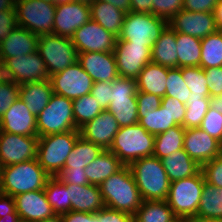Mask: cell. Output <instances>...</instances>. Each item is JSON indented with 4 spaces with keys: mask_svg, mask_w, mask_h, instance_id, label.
Instances as JSON below:
<instances>
[{
    "mask_svg": "<svg viewBox=\"0 0 222 222\" xmlns=\"http://www.w3.org/2000/svg\"><path fill=\"white\" fill-rule=\"evenodd\" d=\"M105 207L134 215L143 199L129 165H124L100 185Z\"/></svg>",
    "mask_w": 222,
    "mask_h": 222,
    "instance_id": "6da1fadb",
    "label": "cell"
},
{
    "mask_svg": "<svg viewBox=\"0 0 222 222\" xmlns=\"http://www.w3.org/2000/svg\"><path fill=\"white\" fill-rule=\"evenodd\" d=\"M143 201H166L171 181L161 159L150 156L129 165Z\"/></svg>",
    "mask_w": 222,
    "mask_h": 222,
    "instance_id": "7a4b0ae2",
    "label": "cell"
},
{
    "mask_svg": "<svg viewBox=\"0 0 222 222\" xmlns=\"http://www.w3.org/2000/svg\"><path fill=\"white\" fill-rule=\"evenodd\" d=\"M48 173L39 165L37 158L1 168L0 192L16 196L45 188Z\"/></svg>",
    "mask_w": 222,
    "mask_h": 222,
    "instance_id": "3957f363",
    "label": "cell"
},
{
    "mask_svg": "<svg viewBox=\"0 0 222 222\" xmlns=\"http://www.w3.org/2000/svg\"><path fill=\"white\" fill-rule=\"evenodd\" d=\"M155 135L147 132L139 123L120 127L109 151L124 164L153 156Z\"/></svg>",
    "mask_w": 222,
    "mask_h": 222,
    "instance_id": "277c9868",
    "label": "cell"
},
{
    "mask_svg": "<svg viewBox=\"0 0 222 222\" xmlns=\"http://www.w3.org/2000/svg\"><path fill=\"white\" fill-rule=\"evenodd\" d=\"M79 137V130L38 137L37 160L50 177H55L64 168Z\"/></svg>",
    "mask_w": 222,
    "mask_h": 222,
    "instance_id": "5b68a950",
    "label": "cell"
},
{
    "mask_svg": "<svg viewBox=\"0 0 222 222\" xmlns=\"http://www.w3.org/2000/svg\"><path fill=\"white\" fill-rule=\"evenodd\" d=\"M204 182L201 170L194 176L171 182L166 201L177 218L187 220L196 216Z\"/></svg>",
    "mask_w": 222,
    "mask_h": 222,
    "instance_id": "8992f818",
    "label": "cell"
},
{
    "mask_svg": "<svg viewBox=\"0 0 222 222\" xmlns=\"http://www.w3.org/2000/svg\"><path fill=\"white\" fill-rule=\"evenodd\" d=\"M167 26L168 21L157 15L130 11L126 13L117 40H125L130 44L145 45L152 49L154 42Z\"/></svg>",
    "mask_w": 222,
    "mask_h": 222,
    "instance_id": "52a82bcc",
    "label": "cell"
},
{
    "mask_svg": "<svg viewBox=\"0 0 222 222\" xmlns=\"http://www.w3.org/2000/svg\"><path fill=\"white\" fill-rule=\"evenodd\" d=\"M36 117L38 137L79 130L74 121L73 100L55 93Z\"/></svg>",
    "mask_w": 222,
    "mask_h": 222,
    "instance_id": "ba28073f",
    "label": "cell"
},
{
    "mask_svg": "<svg viewBox=\"0 0 222 222\" xmlns=\"http://www.w3.org/2000/svg\"><path fill=\"white\" fill-rule=\"evenodd\" d=\"M49 76L78 61V51L70 37L56 34L39 35L38 48Z\"/></svg>",
    "mask_w": 222,
    "mask_h": 222,
    "instance_id": "9c48e42d",
    "label": "cell"
},
{
    "mask_svg": "<svg viewBox=\"0 0 222 222\" xmlns=\"http://www.w3.org/2000/svg\"><path fill=\"white\" fill-rule=\"evenodd\" d=\"M17 25L36 35L52 34L56 5L40 0H15Z\"/></svg>",
    "mask_w": 222,
    "mask_h": 222,
    "instance_id": "30bf717a",
    "label": "cell"
},
{
    "mask_svg": "<svg viewBox=\"0 0 222 222\" xmlns=\"http://www.w3.org/2000/svg\"><path fill=\"white\" fill-rule=\"evenodd\" d=\"M137 91L136 80L132 78L118 77L112 81L111 103L107 110L114 115L120 127L139 121Z\"/></svg>",
    "mask_w": 222,
    "mask_h": 222,
    "instance_id": "8fae6325",
    "label": "cell"
},
{
    "mask_svg": "<svg viewBox=\"0 0 222 222\" xmlns=\"http://www.w3.org/2000/svg\"><path fill=\"white\" fill-rule=\"evenodd\" d=\"M53 93L74 100L90 94L94 81L77 61L49 78Z\"/></svg>",
    "mask_w": 222,
    "mask_h": 222,
    "instance_id": "7c38bea8",
    "label": "cell"
},
{
    "mask_svg": "<svg viewBox=\"0 0 222 222\" xmlns=\"http://www.w3.org/2000/svg\"><path fill=\"white\" fill-rule=\"evenodd\" d=\"M5 78L18 85L40 82L50 78L45 62L38 51L29 55L8 58L4 62Z\"/></svg>",
    "mask_w": 222,
    "mask_h": 222,
    "instance_id": "4fadbf2b",
    "label": "cell"
},
{
    "mask_svg": "<svg viewBox=\"0 0 222 222\" xmlns=\"http://www.w3.org/2000/svg\"><path fill=\"white\" fill-rule=\"evenodd\" d=\"M38 137L0 131V165L9 166L37 158Z\"/></svg>",
    "mask_w": 222,
    "mask_h": 222,
    "instance_id": "5bb4252c",
    "label": "cell"
},
{
    "mask_svg": "<svg viewBox=\"0 0 222 222\" xmlns=\"http://www.w3.org/2000/svg\"><path fill=\"white\" fill-rule=\"evenodd\" d=\"M119 77L137 79L142 69L151 62V49L145 45L117 40L113 50Z\"/></svg>",
    "mask_w": 222,
    "mask_h": 222,
    "instance_id": "9a60e30c",
    "label": "cell"
},
{
    "mask_svg": "<svg viewBox=\"0 0 222 222\" xmlns=\"http://www.w3.org/2000/svg\"><path fill=\"white\" fill-rule=\"evenodd\" d=\"M117 38V36L91 19L77 29L71 37L78 53L113 52Z\"/></svg>",
    "mask_w": 222,
    "mask_h": 222,
    "instance_id": "2e32d148",
    "label": "cell"
},
{
    "mask_svg": "<svg viewBox=\"0 0 222 222\" xmlns=\"http://www.w3.org/2000/svg\"><path fill=\"white\" fill-rule=\"evenodd\" d=\"M90 19L89 4L74 1L56 5L53 34L71 38Z\"/></svg>",
    "mask_w": 222,
    "mask_h": 222,
    "instance_id": "e0dca14e",
    "label": "cell"
},
{
    "mask_svg": "<svg viewBox=\"0 0 222 222\" xmlns=\"http://www.w3.org/2000/svg\"><path fill=\"white\" fill-rule=\"evenodd\" d=\"M168 25L175 31L199 39L217 31L214 12H191L185 9L179 11Z\"/></svg>",
    "mask_w": 222,
    "mask_h": 222,
    "instance_id": "ac0fdd59",
    "label": "cell"
},
{
    "mask_svg": "<svg viewBox=\"0 0 222 222\" xmlns=\"http://www.w3.org/2000/svg\"><path fill=\"white\" fill-rule=\"evenodd\" d=\"M183 149L202 166L222 153V144L200 128H188L184 133Z\"/></svg>",
    "mask_w": 222,
    "mask_h": 222,
    "instance_id": "d6986e66",
    "label": "cell"
},
{
    "mask_svg": "<svg viewBox=\"0 0 222 222\" xmlns=\"http://www.w3.org/2000/svg\"><path fill=\"white\" fill-rule=\"evenodd\" d=\"M119 128L114 115L108 110H103L94 119L80 127L79 132L84 140L93 142L103 150H109Z\"/></svg>",
    "mask_w": 222,
    "mask_h": 222,
    "instance_id": "ffe728a7",
    "label": "cell"
},
{
    "mask_svg": "<svg viewBox=\"0 0 222 222\" xmlns=\"http://www.w3.org/2000/svg\"><path fill=\"white\" fill-rule=\"evenodd\" d=\"M0 131L38 137L37 117L18 98L1 117Z\"/></svg>",
    "mask_w": 222,
    "mask_h": 222,
    "instance_id": "44dd1931",
    "label": "cell"
},
{
    "mask_svg": "<svg viewBox=\"0 0 222 222\" xmlns=\"http://www.w3.org/2000/svg\"><path fill=\"white\" fill-rule=\"evenodd\" d=\"M78 62L94 82H112L119 77L113 52H81Z\"/></svg>",
    "mask_w": 222,
    "mask_h": 222,
    "instance_id": "7402d4cb",
    "label": "cell"
},
{
    "mask_svg": "<svg viewBox=\"0 0 222 222\" xmlns=\"http://www.w3.org/2000/svg\"><path fill=\"white\" fill-rule=\"evenodd\" d=\"M16 212L25 222H38L56 214L48 203L44 189L14 196Z\"/></svg>",
    "mask_w": 222,
    "mask_h": 222,
    "instance_id": "603a6c76",
    "label": "cell"
},
{
    "mask_svg": "<svg viewBox=\"0 0 222 222\" xmlns=\"http://www.w3.org/2000/svg\"><path fill=\"white\" fill-rule=\"evenodd\" d=\"M38 41V35L17 25L0 43V58L5 62L11 57L29 55L37 51Z\"/></svg>",
    "mask_w": 222,
    "mask_h": 222,
    "instance_id": "cb8c5ba5",
    "label": "cell"
},
{
    "mask_svg": "<svg viewBox=\"0 0 222 222\" xmlns=\"http://www.w3.org/2000/svg\"><path fill=\"white\" fill-rule=\"evenodd\" d=\"M66 186L69 191L72 211L97 213L105 207L99 186L92 184H66Z\"/></svg>",
    "mask_w": 222,
    "mask_h": 222,
    "instance_id": "d4e9b609",
    "label": "cell"
},
{
    "mask_svg": "<svg viewBox=\"0 0 222 222\" xmlns=\"http://www.w3.org/2000/svg\"><path fill=\"white\" fill-rule=\"evenodd\" d=\"M89 5L91 20L97 22L104 29L118 37L121 33L127 12L108 2L99 0H93Z\"/></svg>",
    "mask_w": 222,
    "mask_h": 222,
    "instance_id": "484cf974",
    "label": "cell"
},
{
    "mask_svg": "<svg viewBox=\"0 0 222 222\" xmlns=\"http://www.w3.org/2000/svg\"><path fill=\"white\" fill-rule=\"evenodd\" d=\"M176 32L168 25L154 42L151 62L167 68H178Z\"/></svg>",
    "mask_w": 222,
    "mask_h": 222,
    "instance_id": "4316f807",
    "label": "cell"
},
{
    "mask_svg": "<svg viewBox=\"0 0 222 222\" xmlns=\"http://www.w3.org/2000/svg\"><path fill=\"white\" fill-rule=\"evenodd\" d=\"M19 98L26 103L32 114L38 116L47 106L53 94L50 80L19 85Z\"/></svg>",
    "mask_w": 222,
    "mask_h": 222,
    "instance_id": "83f0119b",
    "label": "cell"
},
{
    "mask_svg": "<svg viewBox=\"0 0 222 222\" xmlns=\"http://www.w3.org/2000/svg\"><path fill=\"white\" fill-rule=\"evenodd\" d=\"M167 74V67L153 62L148 63L136 79L137 90L163 98L166 92Z\"/></svg>",
    "mask_w": 222,
    "mask_h": 222,
    "instance_id": "f1b7e54d",
    "label": "cell"
},
{
    "mask_svg": "<svg viewBox=\"0 0 222 222\" xmlns=\"http://www.w3.org/2000/svg\"><path fill=\"white\" fill-rule=\"evenodd\" d=\"M124 164L109 150L103 152L85 167V174L89 184L99 186L112 174L119 171Z\"/></svg>",
    "mask_w": 222,
    "mask_h": 222,
    "instance_id": "f546056e",
    "label": "cell"
},
{
    "mask_svg": "<svg viewBox=\"0 0 222 222\" xmlns=\"http://www.w3.org/2000/svg\"><path fill=\"white\" fill-rule=\"evenodd\" d=\"M161 162L171 182L194 176L201 170V166L184 149L177 150L162 158Z\"/></svg>",
    "mask_w": 222,
    "mask_h": 222,
    "instance_id": "4dcf8cb0",
    "label": "cell"
},
{
    "mask_svg": "<svg viewBox=\"0 0 222 222\" xmlns=\"http://www.w3.org/2000/svg\"><path fill=\"white\" fill-rule=\"evenodd\" d=\"M178 68L200 66L201 39L176 32Z\"/></svg>",
    "mask_w": 222,
    "mask_h": 222,
    "instance_id": "1f68e13d",
    "label": "cell"
},
{
    "mask_svg": "<svg viewBox=\"0 0 222 222\" xmlns=\"http://www.w3.org/2000/svg\"><path fill=\"white\" fill-rule=\"evenodd\" d=\"M185 130L183 126L177 125L166 132L155 135L153 156L162 159L183 149Z\"/></svg>",
    "mask_w": 222,
    "mask_h": 222,
    "instance_id": "d6a6232c",
    "label": "cell"
},
{
    "mask_svg": "<svg viewBox=\"0 0 222 222\" xmlns=\"http://www.w3.org/2000/svg\"><path fill=\"white\" fill-rule=\"evenodd\" d=\"M102 152L103 149L100 146L86 141L80 136L65 161L64 168L85 169Z\"/></svg>",
    "mask_w": 222,
    "mask_h": 222,
    "instance_id": "836d02e7",
    "label": "cell"
},
{
    "mask_svg": "<svg viewBox=\"0 0 222 222\" xmlns=\"http://www.w3.org/2000/svg\"><path fill=\"white\" fill-rule=\"evenodd\" d=\"M133 216L134 222H173L177 218L167 201H143Z\"/></svg>",
    "mask_w": 222,
    "mask_h": 222,
    "instance_id": "e575fe53",
    "label": "cell"
},
{
    "mask_svg": "<svg viewBox=\"0 0 222 222\" xmlns=\"http://www.w3.org/2000/svg\"><path fill=\"white\" fill-rule=\"evenodd\" d=\"M195 218L222 219V189L204 182L203 192Z\"/></svg>",
    "mask_w": 222,
    "mask_h": 222,
    "instance_id": "d590c367",
    "label": "cell"
},
{
    "mask_svg": "<svg viewBox=\"0 0 222 222\" xmlns=\"http://www.w3.org/2000/svg\"><path fill=\"white\" fill-rule=\"evenodd\" d=\"M44 193L56 215H63L71 211L68 187L56 177H50L47 180Z\"/></svg>",
    "mask_w": 222,
    "mask_h": 222,
    "instance_id": "8d00e7d4",
    "label": "cell"
},
{
    "mask_svg": "<svg viewBox=\"0 0 222 222\" xmlns=\"http://www.w3.org/2000/svg\"><path fill=\"white\" fill-rule=\"evenodd\" d=\"M222 66V30H217L201 39V61L203 69Z\"/></svg>",
    "mask_w": 222,
    "mask_h": 222,
    "instance_id": "74e56055",
    "label": "cell"
},
{
    "mask_svg": "<svg viewBox=\"0 0 222 222\" xmlns=\"http://www.w3.org/2000/svg\"><path fill=\"white\" fill-rule=\"evenodd\" d=\"M138 123L150 134L157 135L166 132L177 124L171 120L170 114L160 106L158 109L149 112L138 113Z\"/></svg>",
    "mask_w": 222,
    "mask_h": 222,
    "instance_id": "f35d334b",
    "label": "cell"
},
{
    "mask_svg": "<svg viewBox=\"0 0 222 222\" xmlns=\"http://www.w3.org/2000/svg\"><path fill=\"white\" fill-rule=\"evenodd\" d=\"M103 111L96 99L90 94L73 100V115L79 129Z\"/></svg>",
    "mask_w": 222,
    "mask_h": 222,
    "instance_id": "ab89813d",
    "label": "cell"
},
{
    "mask_svg": "<svg viewBox=\"0 0 222 222\" xmlns=\"http://www.w3.org/2000/svg\"><path fill=\"white\" fill-rule=\"evenodd\" d=\"M213 102L214 101L210 97H189L186 104L183 127L185 129L199 128L208 108Z\"/></svg>",
    "mask_w": 222,
    "mask_h": 222,
    "instance_id": "60d3db41",
    "label": "cell"
},
{
    "mask_svg": "<svg viewBox=\"0 0 222 222\" xmlns=\"http://www.w3.org/2000/svg\"><path fill=\"white\" fill-rule=\"evenodd\" d=\"M181 75L190 89V97H210L205 71L199 66L181 67Z\"/></svg>",
    "mask_w": 222,
    "mask_h": 222,
    "instance_id": "b9f144b4",
    "label": "cell"
},
{
    "mask_svg": "<svg viewBox=\"0 0 222 222\" xmlns=\"http://www.w3.org/2000/svg\"><path fill=\"white\" fill-rule=\"evenodd\" d=\"M191 91L181 75V68H168L165 96L178 99L187 104Z\"/></svg>",
    "mask_w": 222,
    "mask_h": 222,
    "instance_id": "7bdbcfd3",
    "label": "cell"
},
{
    "mask_svg": "<svg viewBox=\"0 0 222 222\" xmlns=\"http://www.w3.org/2000/svg\"><path fill=\"white\" fill-rule=\"evenodd\" d=\"M199 128L222 144V104L213 102Z\"/></svg>",
    "mask_w": 222,
    "mask_h": 222,
    "instance_id": "ee69618b",
    "label": "cell"
},
{
    "mask_svg": "<svg viewBox=\"0 0 222 222\" xmlns=\"http://www.w3.org/2000/svg\"><path fill=\"white\" fill-rule=\"evenodd\" d=\"M19 96L18 84L8 78L0 81V119Z\"/></svg>",
    "mask_w": 222,
    "mask_h": 222,
    "instance_id": "f6af8a7d",
    "label": "cell"
},
{
    "mask_svg": "<svg viewBox=\"0 0 222 222\" xmlns=\"http://www.w3.org/2000/svg\"><path fill=\"white\" fill-rule=\"evenodd\" d=\"M205 182L222 189V153L201 166Z\"/></svg>",
    "mask_w": 222,
    "mask_h": 222,
    "instance_id": "bcb514c9",
    "label": "cell"
},
{
    "mask_svg": "<svg viewBox=\"0 0 222 222\" xmlns=\"http://www.w3.org/2000/svg\"><path fill=\"white\" fill-rule=\"evenodd\" d=\"M183 9V0H153L152 14L168 22Z\"/></svg>",
    "mask_w": 222,
    "mask_h": 222,
    "instance_id": "7dc6e473",
    "label": "cell"
},
{
    "mask_svg": "<svg viewBox=\"0 0 222 222\" xmlns=\"http://www.w3.org/2000/svg\"><path fill=\"white\" fill-rule=\"evenodd\" d=\"M210 98L218 101L222 96V66L204 69Z\"/></svg>",
    "mask_w": 222,
    "mask_h": 222,
    "instance_id": "c3c4849f",
    "label": "cell"
},
{
    "mask_svg": "<svg viewBox=\"0 0 222 222\" xmlns=\"http://www.w3.org/2000/svg\"><path fill=\"white\" fill-rule=\"evenodd\" d=\"M161 106L166 108L170 114L171 120L177 125L183 126V121L186 112V105L181 103L178 99L164 96L161 101Z\"/></svg>",
    "mask_w": 222,
    "mask_h": 222,
    "instance_id": "681fc988",
    "label": "cell"
},
{
    "mask_svg": "<svg viewBox=\"0 0 222 222\" xmlns=\"http://www.w3.org/2000/svg\"><path fill=\"white\" fill-rule=\"evenodd\" d=\"M112 82H94L90 95L99 102L103 110H107L111 103Z\"/></svg>",
    "mask_w": 222,
    "mask_h": 222,
    "instance_id": "f907efd6",
    "label": "cell"
},
{
    "mask_svg": "<svg viewBox=\"0 0 222 222\" xmlns=\"http://www.w3.org/2000/svg\"><path fill=\"white\" fill-rule=\"evenodd\" d=\"M85 169L63 168L57 174L56 178L64 184L86 185L89 184Z\"/></svg>",
    "mask_w": 222,
    "mask_h": 222,
    "instance_id": "816d5d0a",
    "label": "cell"
},
{
    "mask_svg": "<svg viewBox=\"0 0 222 222\" xmlns=\"http://www.w3.org/2000/svg\"><path fill=\"white\" fill-rule=\"evenodd\" d=\"M97 222H134V216L107 207L100 209L96 213Z\"/></svg>",
    "mask_w": 222,
    "mask_h": 222,
    "instance_id": "f5cc1de1",
    "label": "cell"
},
{
    "mask_svg": "<svg viewBox=\"0 0 222 222\" xmlns=\"http://www.w3.org/2000/svg\"><path fill=\"white\" fill-rule=\"evenodd\" d=\"M136 100L138 113H143L158 109L161 106L162 98L154 94L137 91Z\"/></svg>",
    "mask_w": 222,
    "mask_h": 222,
    "instance_id": "db71d44e",
    "label": "cell"
},
{
    "mask_svg": "<svg viewBox=\"0 0 222 222\" xmlns=\"http://www.w3.org/2000/svg\"><path fill=\"white\" fill-rule=\"evenodd\" d=\"M16 26L17 18L15 9L0 11V43Z\"/></svg>",
    "mask_w": 222,
    "mask_h": 222,
    "instance_id": "11a10c76",
    "label": "cell"
},
{
    "mask_svg": "<svg viewBox=\"0 0 222 222\" xmlns=\"http://www.w3.org/2000/svg\"><path fill=\"white\" fill-rule=\"evenodd\" d=\"M219 0H183V9L191 12H214Z\"/></svg>",
    "mask_w": 222,
    "mask_h": 222,
    "instance_id": "9f6ffc18",
    "label": "cell"
},
{
    "mask_svg": "<svg viewBox=\"0 0 222 222\" xmlns=\"http://www.w3.org/2000/svg\"><path fill=\"white\" fill-rule=\"evenodd\" d=\"M64 222H97L96 213L70 211L63 214Z\"/></svg>",
    "mask_w": 222,
    "mask_h": 222,
    "instance_id": "6f0895ef",
    "label": "cell"
},
{
    "mask_svg": "<svg viewBox=\"0 0 222 222\" xmlns=\"http://www.w3.org/2000/svg\"><path fill=\"white\" fill-rule=\"evenodd\" d=\"M16 210L13 196L0 192V218Z\"/></svg>",
    "mask_w": 222,
    "mask_h": 222,
    "instance_id": "680465c9",
    "label": "cell"
},
{
    "mask_svg": "<svg viewBox=\"0 0 222 222\" xmlns=\"http://www.w3.org/2000/svg\"><path fill=\"white\" fill-rule=\"evenodd\" d=\"M153 0H130V11L152 13Z\"/></svg>",
    "mask_w": 222,
    "mask_h": 222,
    "instance_id": "91938a15",
    "label": "cell"
},
{
    "mask_svg": "<svg viewBox=\"0 0 222 222\" xmlns=\"http://www.w3.org/2000/svg\"><path fill=\"white\" fill-rule=\"evenodd\" d=\"M108 2L109 4H112L113 6L122 9L125 12H130V0H99Z\"/></svg>",
    "mask_w": 222,
    "mask_h": 222,
    "instance_id": "94428289",
    "label": "cell"
},
{
    "mask_svg": "<svg viewBox=\"0 0 222 222\" xmlns=\"http://www.w3.org/2000/svg\"><path fill=\"white\" fill-rule=\"evenodd\" d=\"M214 18L217 30H222V0H219L214 9Z\"/></svg>",
    "mask_w": 222,
    "mask_h": 222,
    "instance_id": "6125c7cd",
    "label": "cell"
},
{
    "mask_svg": "<svg viewBox=\"0 0 222 222\" xmlns=\"http://www.w3.org/2000/svg\"><path fill=\"white\" fill-rule=\"evenodd\" d=\"M0 222H22L21 217L16 212V210L8 215L2 216Z\"/></svg>",
    "mask_w": 222,
    "mask_h": 222,
    "instance_id": "be15d7a7",
    "label": "cell"
},
{
    "mask_svg": "<svg viewBox=\"0 0 222 222\" xmlns=\"http://www.w3.org/2000/svg\"><path fill=\"white\" fill-rule=\"evenodd\" d=\"M15 0H0V11L13 10Z\"/></svg>",
    "mask_w": 222,
    "mask_h": 222,
    "instance_id": "e7e4bbea",
    "label": "cell"
},
{
    "mask_svg": "<svg viewBox=\"0 0 222 222\" xmlns=\"http://www.w3.org/2000/svg\"><path fill=\"white\" fill-rule=\"evenodd\" d=\"M187 222H222V219L218 218H190L187 219Z\"/></svg>",
    "mask_w": 222,
    "mask_h": 222,
    "instance_id": "03108f58",
    "label": "cell"
},
{
    "mask_svg": "<svg viewBox=\"0 0 222 222\" xmlns=\"http://www.w3.org/2000/svg\"><path fill=\"white\" fill-rule=\"evenodd\" d=\"M74 1L90 4L93 0H55L54 4L55 5L66 4V3L74 2Z\"/></svg>",
    "mask_w": 222,
    "mask_h": 222,
    "instance_id": "003e7915",
    "label": "cell"
},
{
    "mask_svg": "<svg viewBox=\"0 0 222 222\" xmlns=\"http://www.w3.org/2000/svg\"><path fill=\"white\" fill-rule=\"evenodd\" d=\"M38 222H64L62 215H55L52 218L44 219Z\"/></svg>",
    "mask_w": 222,
    "mask_h": 222,
    "instance_id": "a7ac6f4b",
    "label": "cell"
},
{
    "mask_svg": "<svg viewBox=\"0 0 222 222\" xmlns=\"http://www.w3.org/2000/svg\"><path fill=\"white\" fill-rule=\"evenodd\" d=\"M5 78L4 61L0 58V81Z\"/></svg>",
    "mask_w": 222,
    "mask_h": 222,
    "instance_id": "89a4df30",
    "label": "cell"
},
{
    "mask_svg": "<svg viewBox=\"0 0 222 222\" xmlns=\"http://www.w3.org/2000/svg\"><path fill=\"white\" fill-rule=\"evenodd\" d=\"M173 222H187L184 218H176Z\"/></svg>",
    "mask_w": 222,
    "mask_h": 222,
    "instance_id": "2644e50d",
    "label": "cell"
},
{
    "mask_svg": "<svg viewBox=\"0 0 222 222\" xmlns=\"http://www.w3.org/2000/svg\"><path fill=\"white\" fill-rule=\"evenodd\" d=\"M40 1L54 3L55 0H40Z\"/></svg>",
    "mask_w": 222,
    "mask_h": 222,
    "instance_id": "8c879c8a",
    "label": "cell"
},
{
    "mask_svg": "<svg viewBox=\"0 0 222 222\" xmlns=\"http://www.w3.org/2000/svg\"><path fill=\"white\" fill-rule=\"evenodd\" d=\"M217 102L222 104V96H221V98Z\"/></svg>",
    "mask_w": 222,
    "mask_h": 222,
    "instance_id": "753ad0ef",
    "label": "cell"
},
{
    "mask_svg": "<svg viewBox=\"0 0 222 222\" xmlns=\"http://www.w3.org/2000/svg\"><path fill=\"white\" fill-rule=\"evenodd\" d=\"M1 165H0V184H1Z\"/></svg>",
    "mask_w": 222,
    "mask_h": 222,
    "instance_id": "34e18365",
    "label": "cell"
}]
</instances>
